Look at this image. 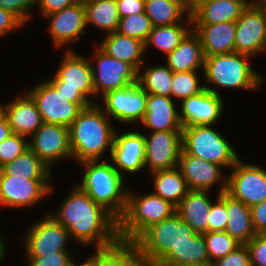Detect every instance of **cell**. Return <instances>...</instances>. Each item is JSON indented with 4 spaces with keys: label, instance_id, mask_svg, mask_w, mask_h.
Masks as SVG:
<instances>
[{
    "label": "cell",
    "instance_id": "1",
    "mask_svg": "<svg viewBox=\"0 0 266 266\" xmlns=\"http://www.w3.org/2000/svg\"><path fill=\"white\" fill-rule=\"evenodd\" d=\"M61 206L58 214L51 216L82 244L92 242L97 244L99 250L111 248L120 242L118 220L78 186Z\"/></svg>",
    "mask_w": 266,
    "mask_h": 266
},
{
    "label": "cell",
    "instance_id": "2",
    "mask_svg": "<svg viewBox=\"0 0 266 266\" xmlns=\"http://www.w3.org/2000/svg\"><path fill=\"white\" fill-rule=\"evenodd\" d=\"M84 108L69 126L70 147L76 161L98 160L113 147L115 129L99 105Z\"/></svg>",
    "mask_w": 266,
    "mask_h": 266
},
{
    "label": "cell",
    "instance_id": "3",
    "mask_svg": "<svg viewBox=\"0 0 266 266\" xmlns=\"http://www.w3.org/2000/svg\"><path fill=\"white\" fill-rule=\"evenodd\" d=\"M99 160L81 162L86 168L82 184L78 187L97 204L108 210L119 220L127 206L128 191L123 190L124 176L121 170Z\"/></svg>",
    "mask_w": 266,
    "mask_h": 266
},
{
    "label": "cell",
    "instance_id": "4",
    "mask_svg": "<svg viewBox=\"0 0 266 266\" xmlns=\"http://www.w3.org/2000/svg\"><path fill=\"white\" fill-rule=\"evenodd\" d=\"M176 213V206L153 193L134 196L128 191L127 206L118 220L120 242L133 243L151 225Z\"/></svg>",
    "mask_w": 266,
    "mask_h": 266
},
{
    "label": "cell",
    "instance_id": "5",
    "mask_svg": "<svg viewBox=\"0 0 266 266\" xmlns=\"http://www.w3.org/2000/svg\"><path fill=\"white\" fill-rule=\"evenodd\" d=\"M196 232L177 213L151 225L133 244L146 266H156L173 247L190 241Z\"/></svg>",
    "mask_w": 266,
    "mask_h": 266
},
{
    "label": "cell",
    "instance_id": "6",
    "mask_svg": "<svg viewBox=\"0 0 266 266\" xmlns=\"http://www.w3.org/2000/svg\"><path fill=\"white\" fill-rule=\"evenodd\" d=\"M92 67L91 62L68 50L55 77L48 82L68 101L87 108L94 104L88 96L95 94Z\"/></svg>",
    "mask_w": 266,
    "mask_h": 266
},
{
    "label": "cell",
    "instance_id": "7",
    "mask_svg": "<svg viewBox=\"0 0 266 266\" xmlns=\"http://www.w3.org/2000/svg\"><path fill=\"white\" fill-rule=\"evenodd\" d=\"M248 55L233 52L205 57L206 81L227 88L258 89L262 76L245 61Z\"/></svg>",
    "mask_w": 266,
    "mask_h": 266
},
{
    "label": "cell",
    "instance_id": "8",
    "mask_svg": "<svg viewBox=\"0 0 266 266\" xmlns=\"http://www.w3.org/2000/svg\"><path fill=\"white\" fill-rule=\"evenodd\" d=\"M211 125L185 126L182 129V149L195 157L218 164L221 167H233L239 160L230 143Z\"/></svg>",
    "mask_w": 266,
    "mask_h": 266
},
{
    "label": "cell",
    "instance_id": "9",
    "mask_svg": "<svg viewBox=\"0 0 266 266\" xmlns=\"http://www.w3.org/2000/svg\"><path fill=\"white\" fill-rule=\"evenodd\" d=\"M226 178V194L252 207L266 200V171L257 165L243 164L240 159Z\"/></svg>",
    "mask_w": 266,
    "mask_h": 266
},
{
    "label": "cell",
    "instance_id": "10",
    "mask_svg": "<svg viewBox=\"0 0 266 266\" xmlns=\"http://www.w3.org/2000/svg\"><path fill=\"white\" fill-rule=\"evenodd\" d=\"M35 101L44 123L69 127L83 108L70 102L48 82L38 84L28 93Z\"/></svg>",
    "mask_w": 266,
    "mask_h": 266
},
{
    "label": "cell",
    "instance_id": "11",
    "mask_svg": "<svg viewBox=\"0 0 266 266\" xmlns=\"http://www.w3.org/2000/svg\"><path fill=\"white\" fill-rule=\"evenodd\" d=\"M265 40L266 7L258 3L247 6L236 21L235 52L254 56L261 52Z\"/></svg>",
    "mask_w": 266,
    "mask_h": 266
},
{
    "label": "cell",
    "instance_id": "12",
    "mask_svg": "<svg viewBox=\"0 0 266 266\" xmlns=\"http://www.w3.org/2000/svg\"><path fill=\"white\" fill-rule=\"evenodd\" d=\"M182 150V130L156 131L145 136V166L152 172L177 168Z\"/></svg>",
    "mask_w": 266,
    "mask_h": 266
},
{
    "label": "cell",
    "instance_id": "13",
    "mask_svg": "<svg viewBox=\"0 0 266 266\" xmlns=\"http://www.w3.org/2000/svg\"><path fill=\"white\" fill-rule=\"evenodd\" d=\"M97 60L98 72L92 67L95 94L103 96L109 91L137 83L138 72L128 63L108 56L99 47L92 57Z\"/></svg>",
    "mask_w": 266,
    "mask_h": 266
},
{
    "label": "cell",
    "instance_id": "14",
    "mask_svg": "<svg viewBox=\"0 0 266 266\" xmlns=\"http://www.w3.org/2000/svg\"><path fill=\"white\" fill-rule=\"evenodd\" d=\"M103 97L106 113L115 118V120L125 123L143 120L147 93L138 83L109 91Z\"/></svg>",
    "mask_w": 266,
    "mask_h": 266
},
{
    "label": "cell",
    "instance_id": "15",
    "mask_svg": "<svg viewBox=\"0 0 266 266\" xmlns=\"http://www.w3.org/2000/svg\"><path fill=\"white\" fill-rule=\"evenodd\" d=\"M33 141L29 148L46 164L60 158L72 157L69 127L59 124L43 123L32 135Z\"/></svg>",
    "mask_w": 266,
    "mask_h": 266
},
{
    "label": "cell",
    "instance_id": "16",
    "mask_svg": "<svg viewBox=\"0 0 266 266\" xmlns=\"http://www.w3.org/2000/svg\"><path fill=\"white\" fill-rule=\"evenodd\" d=\"M25 251L27 256H45L56 251H66L65 243L69 231L57 222L51 214L34 224L28 231Z\"/></svg>",
    "mask_w": 266,
    "mask_h": 266
},
{
    "label": "cell",
    "instance_id": "17",
    "mask_svg": "<svg viewBox=\"0 0 266 266\" xmlns=\"http://www.w3.org/2000/svg\"><path fill=\"white\" fill-rule=\"evenodd\" d=\"M51 190L48 180L11 177L0 170V204L3 206H30Z\"/></svg>",
    "mask_w": 266,
    "mask_h": 266
},
{
    "label": "cell",
    "instance_id": "18",
    "mask_svg": "<svg viewBox=\"0 0 266 266\" xmlns=\"http://www.w3.org/2000/svg\"><path fill=\"white\" fill-rule=\"evenodd\" d=\"M182 102L179 114L183 127L193 125H212L222 114L223 103L218 92L205 86V90L197 95L191 96Z\"/></svg>",
    "mask_w": 266,
    "mask_h": 266
},
{
    "label": "cell",
    "instance_id": "19",
    "mask_svg": "<svg viewBox=\"0 0 266 266\" xmlns=\"http://www.w3.org/2000/svg\"><path fill=\"white\" fill-rule=\"evenodd\" d=\"M45 17H51L49 32L56 47L79 40L87 26L85 6L80 2Z\"/></svg>",
    "mask_w": 266,
    "mask_h": 266
},
{
    "label": "cell",
    "instance_id": "20",
    "mask_svg": "<svg viewBox=\"0 0 266 266\" xmlns=\"http://www.w3.org/2000/svg\"><path fill=\"white\" fill-rule=\"evenodd\" d=\"M111 160L122 171L135 173L145 167V135L138 132L114 134Z\"/></svg>",
    "mask_w": 266,
    "mask_h": 266
},
{
    "label": "cell",
    "instance_id": "21",
    "mask_svg": "<svg viewBox=\"0 0 266 266\" xmlns=\"http://www.w3.org/2000/svg\"><path fill=\"white\" fill-rule=\"evenodd\" d=\"M247 6L238 0H195L188 23L217 24L236 22Z\"/></svg>",
    "mask_w": 266,
    "mask_h": 266
},
{
    "label": "cell",
    "instance_id": "22",
    "mask_svg": "<svg viewBox=\"0 0 266 266\" xmlns=\"http://www.w3.org/2000/svg\"><path fill=\"white\" fill-rule=\"evenodd\" d=\"M178 167L185 178L189 190H209L221 178L218 164L198 158L181 150ZM220 178V179H219Z\"/></svg>",
    "mask_w": 266,
    "mask_h": 266
},
{
    "label": "cell",
    "instance_id": "23",
    "mask_svg": "<svg viewBox=\"0 0 266 266\" xmlns=\"http://www.w3.org/2000/svg\"><path fill=\"white\" fill-rule=\"evenodd\" d=\"M2 108L12 133L17 135L32 136L44 123L35 101L28 93L8 105H2Z\"/></svg>",
    "mask_w": 266,
    "mask_h": 266
},
{
    "label": "cell",
    "instance_id": "24",
    "mask_svg": "<svg viewBox=\"0 0 266 266\" xmlns=\"http://www.w3.org/2000/svg\"><path fill=\"white\" fill-rule=\"evenodd\" d=\"M193 25L205 57L235 52L236 22Z\"/></svg>",
    "mask_w": 266,
    "mask_h": 266
},
{
    "label": "cell",
    "instance_id": "25",
    "mask_svg": "<svg viewBox=\"0 0 266 266\" xmlns=\"http://www.w3.org/2000/svg\"><path fill=\"white\" fill-rule=\"evenodd\" d=\"M172 97L147 94L145 115L142 123L156 131L182 130L179 112L175 109Z\"/></svg>",
    "mask_w": 266,
    "mask_h": 266
},
{
    "label": "cell",
    "instance_id": "26",
    "mask_svg": "<svg viewBox=\"0 0 266 266\" xmlns=\"http://www.w3.org/2000/svg\"><path fill=\"white\" fill-rule=\"evenodd\" d=\"M207 191L189 190L187 195L176 206V213L188 223L196 233L208 232V213L212 202Z\"/></svg>",
    "mask_w": 266,
    "mask_h": 266
},
{
    "label": "cell",
    "instance_id": "27",
    "mask_svg": "<svg viewBox=\"0 0 266 266\" xmlns=\"http://www.w3.org/2000/svg\"><path fill=\"white\" fill-rule=\"evenodd\" d=\"M205 55L199 36L191 30L180 45L167 55V67L172 72L197 71L204 67Z\"/></svg>",
    "mask_w": 266,
    "mask_h": 266
},
{
    "label": "cell",
    "instance_id": "28",
    "mask_svg": "<svg viewBox=\"0 0 266 266\" xmlns=\"http://www.w3.org/2000/svg\"><path fill=\"white\" fill-rule=\"evenodd\" d=\"M99 48L108 56L130 64L138 73L141 70V56L145 51V44L138 39L122 35L115 31L107 34Z\"/></svg>",
    "mask_w": 266,
    "mask_h": 266
},
{
    "label": "cell",
    "instance_id": "29",
    "mask_svg": "<svg viewBox=\"0 0 266 266\" xmlns=\"http://www.w3.org/2000/svg\"><path fill=\"white\" fill-rule=\"evenodd\" d=\"M210 263L203 234L196 233L190 241L173 247L156 266H194Z\"/></svg>",
    "mask_w": 266,
    "mask_h": 266
},
{
    "label": "cell",
    "instance_id": "30",
    "mask_svg": "<svg viewBox=\"0 0 266 266\" xmlns=\"http://www.w3.org/2000/svg\"><path fill=\"white\" fill-rule=\"evenodd\" d=\"M241 245H246L255 235L251 209L227 194V223L224 230Z\"/></svg>",
    "mask_w": 266,
    "mask_h": 266
},
{
    "label": "cell",
    "instance_id": "31",
    "mask_svg": "<svg viewBox=\"0 0 266 266\" xmlns=\"http://www.w3.org/2000/svg\"><path fill=\"white\" fill-rule=\"evenodd\" d=\"M0 170L11 177L49 180L51 169L30 148Z\"/></svg>",
    "mask_w": 266,
    "mask_h": 266
},
{
    "label": "cell",
    "instance_id": "32",
    "mask_svg": "<svg viewBox=\"0 0 266 266\" xmlns=\"http://www.w3.org/2000/svg\"><path fill=\"white\" fill-rule=\"evenodd\" d=\"M159 170L154 174L155 190L153 193L160 196L164 200L171 202L177 206L181 200L187 195L189 188L187 186L185 178L179 169Z\"/></svg>",
    "mask_w": 266,
    "mask_h": 266
},
{
    "label": "cell",
    "instance_id": "33",
    "mask_svg": "<svg viewBox=\"0 0 266 266\" xmlns=\"http://www.w3.org/2000/svg\"><path fill=\"white\" fill-rule=\"evenodd\" d=\"M190 8L180 0H145V13L153 27L179 24L182 15Z\"/></svg>",
    "mask_w": 266,
    "mask_h": 266
},
{
    "label": "cell",
    "instance_id": "34",
    "mask_svg": "<svg viewBox=\"0 0 266 266\" xmlns=\"http://www.w3.org/2000/svg\"><path fill=\"white\" fill-rule=\"evenodd\" d=\"M86 24L93 23L106 32L118 30L120 16L116 0H92L84 4Z\"/></svg>",
    "mask_w": 266,
    "mask_h": 266
},
{
    "label": "cell",
    "instance_id": "35",
    "mask_svg": "<svg viewBox=\"0 0 266 266\" xmlns=\"http://www.w3.org/2000/svg\"><path fill=\"white\" fill-rule=\"evenodd\" d=\"M99 266H146L133 243L119 242L108 249H99Z\"/></svg>",
    "mask_w": 266,
    "mask_h": 266
},
{
    "label": "cell",
    "instance_id": "36",
    "mask_svg": "<svg viewBox=\"0 0 266 266\" xmlns=\"http://www.w3.org/2000/svg\"><path fill=\"white\" fill-rule=\"evenodd\" d=\"M173 72L164 66L146 68L144 75L138 73L137 83L147 93L171 97Z\"/></svg>",
    "mask_w": 266,
    "mask_h": 266
},
{
    "label": "cell",
    "instance_id": "37",
    "mask_svg": "<svg viewBox=\"0 0 266 266\" xmlns=\"http://www.w3.org/2000/svg\"><path fill=\"white\" fill-rule=\"evenodd\" d=\"M189 32V28L181 24L153 27L144 43L145 50L149 44H154L168 55L180 45Z\"/></svg>",
    "mask_w": 266,
    "mask_h": 266
},
{
    "label": "cell",
    "instance_id": "38",
    "mask_svg": "<svg viewBox=\"0 0 266 266\" xmlns=\"http://www.w3.org/2000/svg\"><path fill=\"white\" fill-rule=\"evenodd\" d=\"M206 241L210 263L225 257L241 244L225 231H209L203 233Z\"/></svg>",
    "mask_w": 266,
    "mask_h": 266
},
{
    "label": "cell",
    "instance_id": "39",
    "mask_svg": "<svg viewBox=\"0 0 266 266\" xmlns=\"http://www.w3.org/2000/svg\"><path fill=\"white\" fill-rule=\"evenodd\" d=\"M205 90L199 85L196 71L173 72L171 96L183 100Z\"/></svg>",
    "mask_w": 266,
    "mask_h": 266
},
{
    "label": "cell",
    "instance_id": "40",
    "mask_svg": "<svg viewBox=\"0 0 266 266\" xmlns=\"http://www.w3.org/2000/svg\"><path fill=\"white\" fill-rule=\"evenodd\" d=\"M152 28L151 20L144 12L120 18L117 32L145 43Z\"/></svg>",
    "mask_w": 266,
    "mask_h": 266
},
{
    "label": "cell",
    "instance_id": "41",
    "mask_svg": "<svg viewBox=\"0 0 266 266\" xmlns=\"http://www.w3.org/2000/svg\"><path fill=\"white\" fill-rule=\"evenodd\" d=\"M226 192V179L220 189L217 203L211 204L208 213V232L209 231H224L227 223V194Z\"/></svg>",
    "mask_w": 266,
    "mask_h": 266
},
{
    "label": "cell",
    "instance_id": "42",
    "mask_svg": "<svg viewBox=\"0 0 266 266\" xmlns=\"http://www.w3.org/2000/svg\"><path fill=\"white\" fill-rule=\"evenodd\" d=\"M29 149L25 136L12 133L0 143V168Z\"/></svg>",
    "mask_w": 266,
    "mask_h": 266
},
{
    "label": "cell",
    "instance_id": "43",
    "mask_svg": "<svg viewBox=\"0 0 266 266\" xmlns=\"http://www.w3.org/2000/svg\"><path fill=\"white\" fill-rule=\"evenodd\" d=\"M28 266H72L73 260L67 251H56L45 256H27Z\"/></svg>",
    "mask_w": 266,
    "mask_h": 266
},
{
    "label": "cell",
    "instance_id": "44",
    "mask_svg": "<svg viewBox=\"0 0 266 266\" xmlns=\"http://www.w3.org/2000/svg\"><path fill=\"white\" fill-rule=\"evenodd\" d=\"M251 266H266V232L256 234L247 244Z\"/></svg>",
    "mask_w": 266,
    "mask_h": 266
},
{
    "label": "cell",
    "instance_id": "45",
    "mask_svg": "<svg viewBox=\"0 0 266 266\" xmlns=\"http://www.w3.org/2000/svg\"><path fill=\"white\" fill-rule=\"evenodd\" d=\"M213 266H251L250 253L247 245H240L225 257L212 263Z\"/></svg>",
    "mask_w": 266,
    "mask_h": 266
},
{
    "label": "cell",
    "instance_id": "46",
    "mask_svg": "<svg viewBox=\"0 0 266 266\" xmlns=\"http://www.w3.org/2000/svg\"><path fill=\"white\" fill-rule=\"evenodd\" d=\"M36 0H0V8L15 14L23 23L29 19L27 10Z\"/></svg>",
    "mask_w": 266,
    "mask_h": 266
},
{
    "label": "cell",
    "instance_id": "47",
    "mask_svg": "<svg viewBox=\"0 0 266 266\" xmlns=\"http://www.w3.org/2000/svg\"><path fill=\"white\" fill-rule=\"evenodd\" d=\"M120 18L145 12V0H116Z\"/></svg>",
    "mask_w": 266,
    "mask_h": 266
},
{
    "label": "cell",
    "instance_id": "48",
    "mask_svg": "<svg viewBox=\"0 0 266 266\" xmlns=\"http://www.w3.org/2000/svg\"><path fill=\"white\" fill-rule=\"evenodd\" d=\"M250 209L255 233L266 232V200L250 207Z\"/></svg>",
    "mask_w": 266,
    "mask_h": 266
},
{
    "label": "cell",
    "instance_id": "49",
    "mask_svg": "<svg viewBox=\"0 0 266 266\" xmlns=\"http://www.w3.org/2000/svg\"><path fill=\"white\" fill-rule=\"evenodd\" d=\"M77 0H36L44 16L59 12L60 10L76 4Z\"/></svg>",
    "mask_w": 266,
    "mask_h": 266
},
{
    "label": "cell",
    "instance_id": "50",
    "mask_svg": "<svg viewBox=\"0 0 266 266\" xmlns=\"http://www.w3.org/2000/svg\"><path fill=\"white\" fill-rule=\"evenodd\" d=\"M22 24L23 22L15 14L0 8V36Z\"/></svg>",
    "mask_w": 266,
    "mask_h": 266
},
{
    "label": "cell",
    "instance_id": "51",
    "mask_svg": "<svg viewBox=\"0 0 266 266\" xmlns=\"http://www.w3.org/2000/svg\"><path fill=\"white\" fill-rule=\"evenodd\" d=\"M12 134L11 127L8 124L7 118L2 115L0 117V143L8 138Z\"/></svg>",
    "mask_w": 266,
    "mask_h": 266
},
{
    "label": "cell",
    "instance_id": "52",
    "mask_svg": "<svg viewBox=\"0 0 266 266\" xmlns=\"http://www.w3.org/2000/svg\"><path fill=\"white\" fill-rule=\"evenodd\" d=\"M72 266H99V250H96V253L92 255L89 259H87L82 264L76 265L73 262Z\"/></svg>",
    "mask_w": 266,
    "mask_h": 266
},
{
    "label": "cell",
    "instance_id": "53",
    "mask_svg": "<svg viewBox=\"0 0 266 266\" xmlns=\"http://www.w3.org/2000/svg\"><path fill=\"white\" fill-rule=\"evenodd\" d=\"M185 5H187L190 9L194 6L195 0H180Z\"/></svg>",
    "mask_w": 266,
    "mask_h": 266
},
{
    "label": "cell",
    "instance_id": "54",
    "mask_svg": "<svg viewBox=\"0 0 266 266\" xmlns=\"http://www.w3.org/2000/svg\"><path fill=\"white\" fill-rule=\"evenodd\" d=\"M5 247H4V244H3V240L1 239V236H0V261H1V258H3L4 256V250Z\"/></svg>",
    "mask_w": 266,
    "mask_h": 266
},
{
    "label": "cell",
    "instance_id": "55",
    "mask_svg": "<svg viewBox=\"0 0 266 266\" xmlns=\"http://www.w3.org/2000/svg\"><path fill=\"white\" fill-rule=\"evenodd\" d=\"M259 5L266 7V0H262L260 2H257Z\"/></svg>",
    "mask_w": 266,
    "mask_h": 266
},
{
    "label": "cell",
    "instance_id": "56",
    "mask_svg": "<svg viewBox=\"0 0 266 266\" xmlns=\"http://www.w3.org/2000/svg\"><path fill=\"white\" fill-rule=\"evenodd\" d=\"M238 1H242L246 6H250V5H252V4H255V3H248V1H246V0H238Z\"/></svg>",
    "mask_w": 266,
    "mask_h": 266
},
{
    "label": "cell",
    "instance_id": "57",
    "mask_svg": "<svg viewBox=\"0 0 266 266\" xmlns=\"http://www.w3.org/2000/svg\"><path fill=\"white\" fill-rule=\"evenodd\" d=\"M78 2H80V3H86V2H89V1H92V0H77Z\"/></svg>",
    "mask_w": 266,
    "mask_h": 266
},
{
    "label": "cell",
    "instance_id": "58",
    "mask_svg": "<svg viewBox=\"0 0 266 266\" xmlns=\"http://www.w3.org/2000/svg\"><path fill=\"white\" fill-rule=\"evenodd\" d=\"M3 115V108L2 105H0V117Z\"/></svg>",
    "mask_w": 266,
    "mask_h": 266
},
{
    "label": "cell",
    "instance_id": "59",
    "mask_svg": "<svg viewBox=\"0 0 266 266\" xmlns=\"http://www.w3.org/2000/svg\"><path fill=\"white\" fill-rule=\"evenodd\" d=\"M194 266H213L212 263H208V264H205V265H194Z\"/></svg>",
    "mask_w": 266,
    "mask_h": 266
},
{
    "label": "cell",
    "instance_id": "60",
    "mask_svg": "<svg viewBox=\"0 0 266 266\" xmlns=\"http://www.w3.org/2000/svg\"><path fill=\"white\" fill-rule=\"evenodd\" d=\"M265 49L264 51H266V40L264 41V44H263V47H262V50Z\"/></svg>",
    "mask_w": 266,
    "mask_h": 266
}]
</instances>
